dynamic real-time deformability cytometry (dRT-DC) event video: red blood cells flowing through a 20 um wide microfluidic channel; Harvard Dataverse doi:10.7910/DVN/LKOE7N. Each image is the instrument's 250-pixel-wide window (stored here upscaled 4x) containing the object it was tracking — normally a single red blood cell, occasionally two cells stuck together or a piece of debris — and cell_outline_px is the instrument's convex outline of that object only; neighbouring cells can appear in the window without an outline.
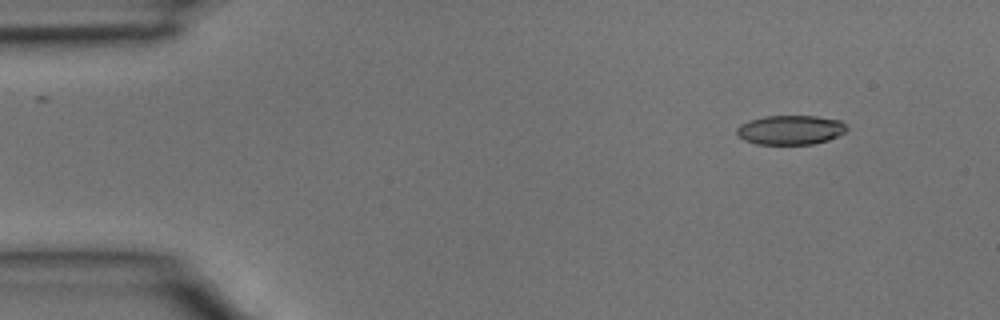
{"species": "common noctule bat (a hibernating species)", "species_latin": "Nyctalus noctula", "temperature_condition": "room temperature", "stored_images_in_passage": 3, "camera_frame_rate_fps": 3000, "um_per_image_px": 0.085, "animal": {"sex": "male", "body_mass_g": 15.6}, "frame": {"image": 1, "passage_image": 1, "time_ms": 0.0, "image_size_px": [1000, 320], "cell_outline_px": [[848, 128], [844, 132], [828, 140], [812, 144], [756, 144], [744, 140], [736, 132], [736, 128], [740, 124], [748, 120], [764, 116], [816, 116], [840, 120]], "centroid_in_image_um": [67.16, 11.04], "position_along_channel_um": 17.8, "area_um2": 18.79}}
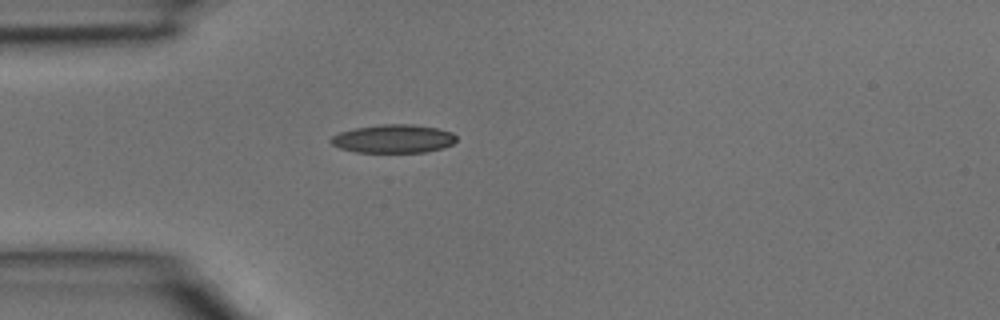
{"frame": {"image": 2, "passage_image": 3, "time_ms": 0.667, "image_size_px": [1000, 320], "cell_outline_px": [[456, 140], [452, 144], [440, 148], [424, 152], [356, 152], [340, 148], [332, 144], [328, 140], [332, 136], [340, 132], [356, 128], [380, 124], [412, 124], [436, 128], [452, 132], [456, 136]], "centroid_in_image_um": [33.42, 11.79], "position_along_channel_um": 51.6, "area_um2": 20.63}}